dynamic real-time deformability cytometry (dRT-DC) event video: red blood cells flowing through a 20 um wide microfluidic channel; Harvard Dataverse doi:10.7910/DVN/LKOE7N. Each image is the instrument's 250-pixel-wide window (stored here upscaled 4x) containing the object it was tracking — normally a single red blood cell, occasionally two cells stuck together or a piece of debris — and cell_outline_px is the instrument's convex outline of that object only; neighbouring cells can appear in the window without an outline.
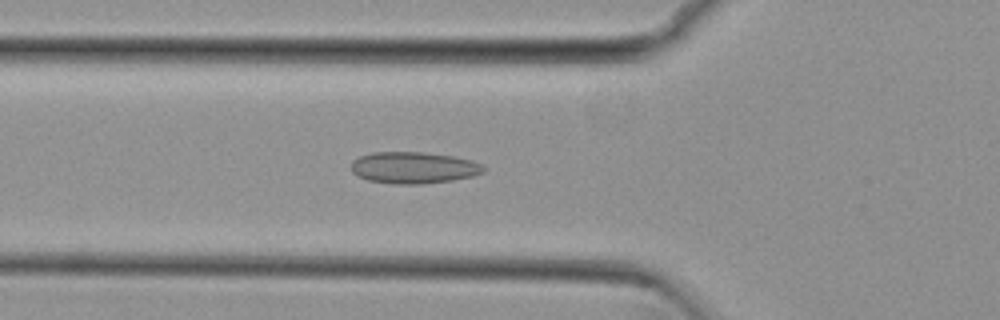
{"species": "common noctule bat (a hibernating species)", "species_latin": "Nyctalus noctula", "temperature_condition": "cold", "stored_images_in_passage": 48, "camera_frame_rate_fps": 3000, "um_per_image_px": 0.085, "animal": {"sex": "female", "body_mass_g": 29.2, "forearm_length_mm": 56.3}, "frame": {"image": 1, "passage_image": 13, "time_ms": 4.0, "image_size_px": [1000, 320], "cell_outline_px": [[484, 172], [472, 176], [452, 180], [424, 184], [392, 184], [368, 180], [352, 172], [352, 160], [360, 156], [372, 152], [424, 152], [452, 156], [472, 160], [480, 164], [484, 168]], "centroid_in_image_um": [35.15, 14.25], "position_along_channel_um": 90.7, "area_um2": 24.33}}
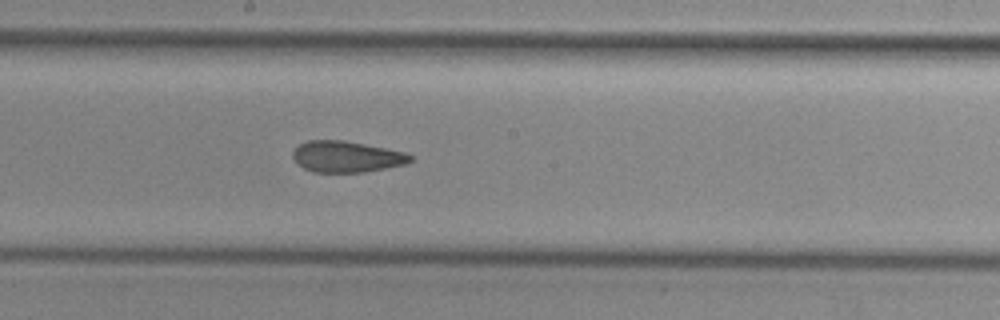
{"frame": {"image": 2, "passage_image": 23, "time_ms": 7.333, "image_size_px": [1000, 320], "cell_outline_px": [[412, 160], [408, 164], [364, 172], [312, 172], [304, 168], [292, 156], [292, 152], [300, 144], [308, 140], [344, 140], [404, 152], [412, 156]], "centroid_in_image_um": [29.47, 13.32], "position_along_channel_um": 218.7, "area_um2": 21.21}}
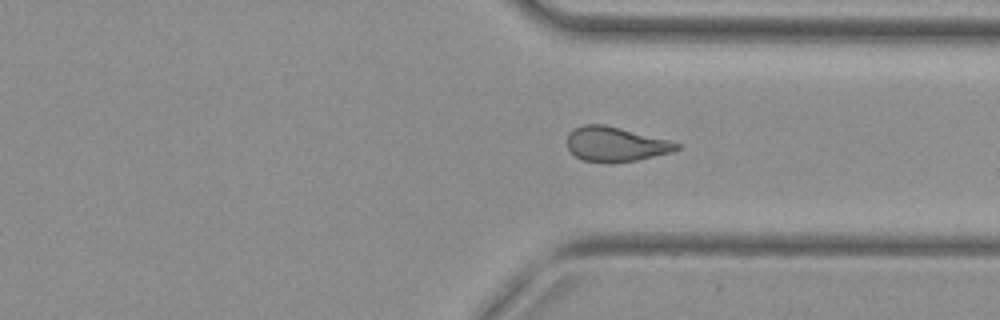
{"frame": {"image": 3, "passage_image": 34, "time_ms": 11.0, "image_size_px": [1000, 320], "cell_outline_px": [[680, 148], [672, 152], [636, 160], [584, 160], [576, 156], [568, 148], [568, 132], [584, 124], [604, 124], [668, 140], [680, 144]], "centroid_in_image_um": [52.33, 12.22], "position_along_channel_um": 359.1, "area_um2": 21.21}, "authors_computed_cell_mechanics": {"area_um2": 22.5709, "velocity_mm_per_s": 3.8216, "shape_relaxation_time_tau1_ms": null, "shape_relaxation_time_tau2_ms": 2.0339, "deformation_change_tau1": null, "deformation_change_tau2": 0.0866}}